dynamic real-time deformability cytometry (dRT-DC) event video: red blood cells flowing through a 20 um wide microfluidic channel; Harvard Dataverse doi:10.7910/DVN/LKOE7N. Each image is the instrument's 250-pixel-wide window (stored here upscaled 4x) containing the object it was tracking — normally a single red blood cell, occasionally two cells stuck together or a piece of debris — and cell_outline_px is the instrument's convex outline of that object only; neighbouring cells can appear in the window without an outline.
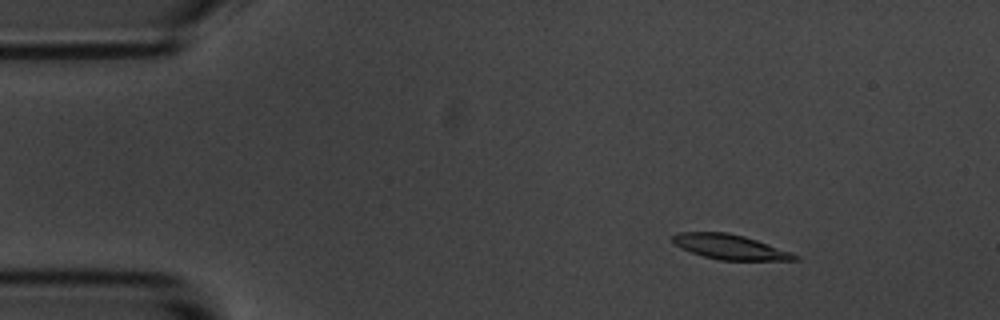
{"species": "common noctule bat (a hibernating species)", "species_latin": "Nyctalus noctula", "temperature_condition": "room temperature", "stored_images_in_passage": 8, "camera_frame_rate_fps": 3000, "um_per_image_px": 0.085, "animal": {"sex": "male", "body_mass_g": 20.1, "forearm_length_mm": 53.5}, "frame": {"image": 1, "passage_image": 3, "time_ms": 2.333, "image_size_px": [1000, 320], "cell_outline_px": [[800, 260], [720, 260], [704, 256], [692, 252], [676, 244], [672, 240], [672, 236], [676, 232], [728, 232], [744, 236], [792, 252], [800, 256]], "centroid_in_image_um": [62.09, 20.98], "position_along_channel_um": 22.9, "area_um2": 17.51}}
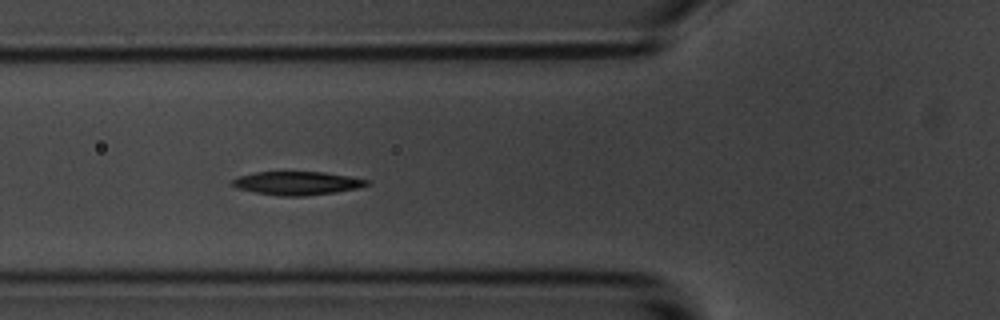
{"frame": {"image": 2, "passage_image": 7, "time_ms": 6.667, "image_size_px": [1000, 320], "cell_outline_px": [[372, 184], [356, 188], [336, 192], [304, 196], [280, 196], [256, 192], [236, 188], [228, 184], [232, 180], [240, 176], [256, 172], [324, 172], [372, 180]], "centroid_in_image_um": [25.27, 15.57], "position_along_channel_um": 100.5, "area_um2": 18.44}}
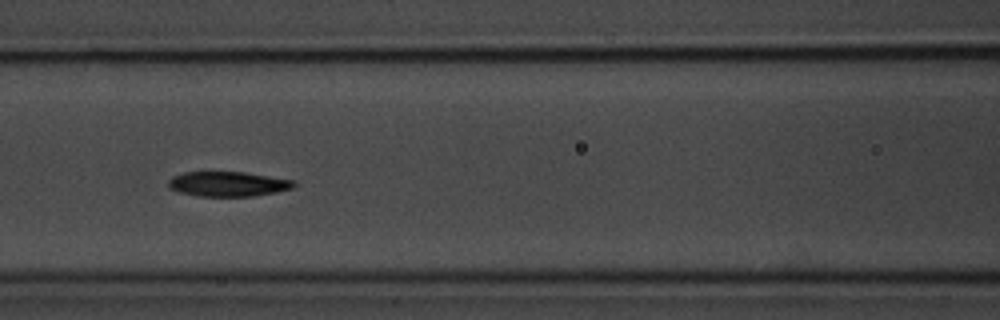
{"frame": {"image": 3, "passage_image": 8, "time_ms": 8.0, "image_size_px": [1000, 320], "cell_outline_px": [[296, 184], [292, 188], [276, 192], [252, 196], [200, 196], [180, 192], [168, 188], [168, 180], [172, 176], [184, 172], [244, 172], [296, 180]], "centroid_in_image_um": [19.38, 15.63], "position_along_channel_um": 147.2, "area_um2": 18.21}}